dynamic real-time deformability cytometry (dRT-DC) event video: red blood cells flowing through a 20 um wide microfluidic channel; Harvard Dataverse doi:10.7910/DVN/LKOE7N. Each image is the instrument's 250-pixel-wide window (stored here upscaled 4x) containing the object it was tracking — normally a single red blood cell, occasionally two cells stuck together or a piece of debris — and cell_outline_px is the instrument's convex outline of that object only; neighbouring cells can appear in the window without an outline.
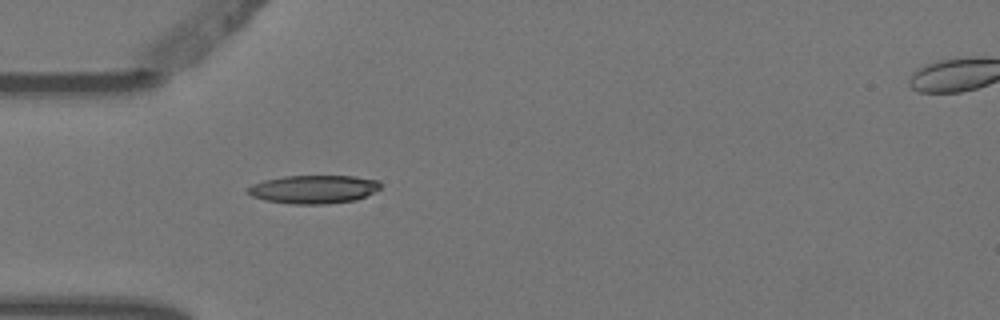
{"species": "Egyptian fruit bat (a non-hibernating species)", "species_latin": "Rousettus aegyptiacus", "temperature_condition": "warm", "stored_images_in_passage": 5, "segment_of_instrument_passage": [1, 2], "camera_frame_rate_fps": 3000, "um_per_image_px": 0.085, "animal": {"sex": "female"}, "frame": {"image": 1, "passage_image": 4, "time_ms": 1.0, "image_size_px": [1000, 320], "cell_outline_px": [[380, 188], [356, 200], [328, 204], [292, 204], [264, 200], [252, 196], [244, 192], [244, 188], [252, 184], [264, 180], [284, 176], [356, 176], [380, 180]], "centroid_in_image_um": [26.61, 16.09], "position_along_channel_um": 58.4, "area_um2": 22.14}}